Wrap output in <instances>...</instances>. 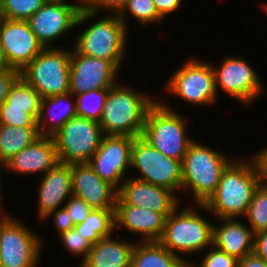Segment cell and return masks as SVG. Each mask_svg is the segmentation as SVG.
<instances>
[{"instance_id": "6da1fadb", "label": "cell", "mask_w": 267, "mask_h": 267, "mask_svg": "<svg viewBox=\"0 0 267 267\" xmlns=\"http://www.w3.org/2000/svg\"><path fill=\"white\" fill-rule=\"evenodd\" d=\"M85 23L89 26L87 25V28L81 30V34L75 37L73 47L81 54L106 59L119 70L122 69L121 66L127 57V48L130 44L128 42L130 30L124 22L118 15H103L84 5L79 12L75 28Z\"/></svg>"}, {"instance_id": "7a4b0ae2", "label": "cell", "mask_w": 267, "mask_h": 267, "mask_svg": "<svg viewBox=\"0 0 267 267\" xmlns=\"http://www.w3.org/2000/svg\"><path fill=\"white\" fill-rule=\"evenodd\" d=\"M260 185L253 160L235 157L222 171L216 191L201 204L204 214L213 218H240L246 214L255 190Z\"/></svg>"}, {"instance_id": "3957f363", "label": "cell", "mask_w": 267, "mask_h": 267, "mask_svg": "<svg viewBox=\"0 0 267 267\" xmlns=\"http://www.w3.org/2000/svg\"><path fill=\"white\" fill-rule=\"evenodd\" d=\"M157 98L118 82L109 88L99 122L103 135L141 136L148 109Z\"/></svg>"}, {"instance_id": "277c9868", "label": "cell", "mask_w": 267, "mask_h": 267, "mask_svg": "<svg viewBox=\"0 0 267 267\" xmlns=\"http://www.w3.org/2000/svg\"><path fill=\"white\" fill-rule=\"evenodd\" d=\"M192 204L179 205L166 218L164 231L159 239L164 247L186 263H191L185 258L186 255H196L213 245L214 223L199 213L201 204Z\"/></svg>"}, {"instance_id": "5b68a950", "label": "cell", "mask_w": 267, "mask_h": 267, "mask_svg": "<svg viewBox=\"0 0 267 267\" xmlns=\"http://www.w3.org/2000/svg\"><path fill=\"white\" fill-rule=\"evenodd\" d=\"M233 159L194 140L182 160V191L192 192L194 204H204L216 191L222 171Z\"/></svg>"}, {"instance_id": "8992f818", "label": "cell", "mask_w": 267, "mask_h": 267, "mask_svg": "<svg viewBox=\"0 0 267 267\" xmlns=\"http://www.w3.org/2000/svg\"><path fill=\"white\" fill-rule=\"evenodd\" d=\"M163 99L148 109L142 137L169 158L182 161L195 140L188 134V120Z\"/></svg>"}, {"instance_id": "52a82bcc", "label": "cell", "mask_w": 267, "mask_h": 267, "mask_svg": "<svg viewBox=\"0 0 267 267\" xmlns=\"http://www.w3.org/2000/svg\"><path fill=\"white\" fill-rule=\"evenodd\" d=\"M0 207V267H38L44 239Z\"/></svg>"}, {"instance_id": "ba28073f", "label": "cell", "mask_w": 267, "mask_h": 267, "mask_svg": "<svg viewBox=\"0 0 267 267\" xmlns=\"http://www.w3.org/2000/svg\"><path fill=\"white\" fill-rule=\"evenodd\" d=\"M71 49L44 48L20 76L43 98L69 93Z\"/></svg>"}, {"instance_id": "9c48e42d", "label": "cell", "mask_w": 267, "mask_h": 267, "mask_svg": "<svg viewBox=\"0 0 267 267\" xmlns=\"http://www.w3.org/2000/svg\"><path fill=\"white\" fill-rule=\"evenodd\" d=\"M172 73L164 88L168 96L171 94L194 106H211L218 101L214 71L208 60L190 56Z\"/></svg>"}, {"instance_id": "30bf717a", "label": "cell", "mask_w": 267, "mask_h": 267, "mask_svg": "<svg viewBox=\"0 0 267 267\" xmlns=\"http://www.w3.org/2000/svg\"><path fill=\"white\" fill-rule=\"evenodd\" d=\"M214 71L216 94L219 91L233 97L244 105H252L264 94V83L256 68L240 55H227L222 58L221 65L210 62ZM253 66V67H252ZM260 76V77H259Z\"/></svg>"}, {"instance_id": "8fae6325", "label": "cell", "mask_w": 267, "mask_h": 267, "mask_svg": "<svg viewBox=\"0 0 267 267\" xmlns=\"http://www.w3.org/2000/svg\"><path fill=\"white\" fill-rule=\"evenodd\" d=\"M130 169L140 173L136 179L167 188L177 196L183 193L182 161L162 154L142 136L134 137Z\"/></svg>"}, {"instance_id": "7c38bea8", "label": "cell", "mask_w": 267, "mask_h": 267, "mask_svg": "<svg viewBox=\"0 0 267 267\" xmlns=\"http://www.w3.org/2000/svg\"><path fill=\"white\" fill-rule=\"evenodd\" d=\"M103 136L98 122L81 116L71 118L52 136L59 162L68 165L88 163Z\"/></svg>"}, {"instance_id": "4fadbf2b", "label": "cell", "mask_w": 267, "mask_h": 267, "mask_svg": "<svg viewBox=\"0 0 267 267\" xmlns=\"http://www.w3.org/2000/svg\"><path fill=\"white\" fill-rule=\"evenodd\" d=\"M47 0L27 21L31 31L44 48L59 47L56 41L76 29L82 1ZM72 3V4H71ZM72 30V31H71ZM55 42V43H53ZM55 44V45H53Z\"/></svg>"}, {"instance_id": "5bb4252c", "label": "cell", "mask_w": 267, "mask_h": 267, "mask_svg": "<svg viewBox=\"0 0 267 267\" xmlns=\"http://www.w3.org/2000/svg\"><path fill=\"white\" fill-rule=\"evenodd\" d=\"M133 141L131 136L104 135L88 162L94 172L116 190L128 177Z\"/></svg>"}, {"instance_id": "9a60e30c", "label": "cell", "mask_w": 267, "mask_h": 267, "mask_svg": "<svg viewBox=\"0 0 267 267\" xmlns=\"http://www.w3.org/2000/svg\"><path fill=\"white\" fill-rule=\"evenodd\" d=\"M119 71L111 61L81 54L72 46L69 92L75 96L91 90L109 89L118 83Z\"/></svg>"}, {"instance_id": "2e32d148", "label": "cell", "mask_w": 267, "mask_h": 267, "mask_svg": "<svg viewBox=\"0 0 267 267\" xmlns=\"http://www.w3.org/2000/svg\"><path fill=\"white\" fill-rule=\"evenodd\" d=\"M0 42L8 68L21 72L43 49L28 21L3 19Z\"/></svg>"}, {"instance_id": "e0dca14e", "label": "cell", "mask_w": 267, "mask_h": 267, "mask_svg": "<svg viewBox=\"0 0 267 267\" xmlns=\"http://www.w3.org/2000/svg\"><path fill=\"white\" fill-rule=\"evenodd\" d=\"M173 191L150 184L146 181L127 177L117 190L115 203H126L132 206L163 213L168 217L179 205L181 197Z\"/></svg>"}, {"instance_id": "ac0fdd59", "label": "cell", "mask_w": 267, "mask_h": 267, "mask_svg": "<svg viewBox=\"0 0 267 267\" xmlns=\"http://www.w3.org/2000/svg\"><path fill=\"white\" fill-rule=\"evenodd\" d=\"M72 194L92 209H115L117 190L101 179L89 163L71 165Z\"/></svg>"}, {"instance_id": "d6986e66", "label": "cell", "mask_w": 267, "mask_h": 267, "mask_svg": "<svg viewBox=\"0 0 267 267\" xmlns=\"http://www.w3.org/2000/svg\"><path fill=\"white\" fill-rule=\"evenodd\" d=\"M37 221L49 213L64 207L72 194L71 165L57 163L52 169L40 176L38 183Z\"/></svg>"}, {"instance_id": "ffe728a7", "label": "cell", "mask_w": 267, "mask_h": 267, "mask_svg": "<svg viewBox=\"0 0 267 267\" xmlns=\"http://www.w3.org/2000/svg\"><path fill=\"white\" fill-rule=\"evenodd\" d=\"M166 218L163 213L126 203H115V231L123 228L130 232L129 234L140 235V240L136 239V241H159L164 231Z\"/></svg>"}, {"instance_id": "44dd1931", "label": "cell", "mask_w": 267, "mask_h": 267, "mask_svg": "<svg viewBox=\"0 0 267 267\" xmlns=\"http://www.w3.org/2000/svg\"><path fill=\"white\" fill-rule=\"evenodd\" d=\"M59 163L52 137L40 136L4 164L5 172L17 175L45 174ZM28 174V175H27Z\"/></svg>"}, {"instance_id": "7402d4cb", "label": "cell", "mask_w": 267, "mask_h": 267, "mask_svg": "<svg viewBox=\"0 0 267 267\" xmlns=\"http://www.w3.org/2000/svg\"><path fill=\"white\" fill-rule=\"evenodd\" d=\"M213 225V245L238 260L253 253L255 233L239 218H217Z\"/></svg>"}, {"instance_id": "603a6c76", "label": "cell", "mask_w": 267, "mask_h": 267, "mask_svg": "<svg viewBox=\"0 0 267 267\" xmlns=\"http://www.w3.org/2000/svg\"><path fill=\"white\" fill-rule=\"evenodd\" d=\"M134 241L115 239L114 235L94 243L78 267H131Z\"/></svg>"}, {"instance_id": "cb8c5ba5", "label": "cell", "mask_w": 267, "mask_h": 267, "mask_svg": "<svg viewBox=\"0 0 267 267\" xmlns=\"http://www.w3.org/2000/svg\"><path fill=\"white\" fill-rule=\"evenodd\" d=\"M69 93L43 98L37 118L40 136H54L71 118L77 116L75 96Z\"/></svg>"}, {"instance_id": "d4e9b609", "label": "cell", "mask_w": 267, "mask_h": 267, "mask_svg": "<svg viewBox=\"0 0 267 267\" xmlns=\"http://www.w3.org/2000/svg\"><path fill=\"white\" fill-rule=\"evenodd\" d=\"M185 264L159 241H136L134 244L131 267H183Z\"/></svg>"}, {"instance_id": "484cf974", "label": "cell", "mask_w": 267, "mask_h": 267, "mask_svg": "<svg viewBox=\"0 0 267 267\" xmlns=\"http://www.w3.org/2000/svg\"><path fill=\"white\" fill-rule=\"evenodd\" d=\"M39 137L38 127H14L0 124V161L5 164Z\"/></svg>"}, {"instance_id": "4316f807", "label": "cell", "mask_w": 267, "mask_h": 267, "mask_svg": "<svg viewBox=\"0 0 267 267\" xmlns=\"http://www.w3.org/2000/svg\"><path fill=\"white\" fill-rule=\"evenodd\" d=\"M74 228L91 245L104 237L115 235L114 209H92L88 217Z\"/></svg>"}, {"instance_id": "83f0119b", "label": "cell", "mask_w": 267, "mask_h": 267, "mask_svg": "<svg viewBox=\"0 0 267 267\" xmlns=\"http://www.w3.org/2000/svg\"><path fill=\"white\" fill-rule=\"evenodd\" d=\"M133 17L144 27L154 24H161L165 21L157 12L153 0H128L118 17L124 22L129 30V18ZM128 20V21H127Z\"/></svg>"}, {"instance_id": "f1b7e54d", "label": "cell", "mask_w": 267, "mask_h": 267, "mask_svg": "<svg viewBox=\"0 0 267 267\" xmlns=\"http://www.w3.org/2000/svg\"><path fill=\"white\" fill-rule=\"evenodd\" d=\"M109 89H97L75 95L77 116L100 122Z\"/></svg>"}, {"instance_id": "f546056e", "label": "cell", "mask_w": 267, "mask_h": 267, "mask_svg": "<svg viewBox=\"0 0 267 267\" xmlns=\"http://www.w3.org/2000/svg\"><path fill=\"white\" fill-rule=\"evenodd\" d=\"M254 233L267 230V187L259 185L243 216Z\"/></svg>"}, {"instance_id": "4dcf8cb0", "label": "cell", "mask_w": 267, "mask_h": 267, "mask_svg": "<svg viewBox=\"0 0 267 267\" xmlns=\"http://www.w3.org/2000/svg\"><path fill=\"white\" fill-rule=\"evenodd\" d=\"M40 108L10 107L7 101L0 105V124L14 127H38Z\"/></svg>"}, {"instance_id": "1f68e13d", "label": "cell", "mask_w": 267, "mask_h": 267, "mask_svg": "<svg viewBox=\"0 0 267 267\" xmlns=\"http://www.w3.org/2000/svg\"><path fill=\"white\" fill-rule=\"evenodd\" d=\"M42 97L21 76L11 86L6 101L10 107L40 108Z\"/></svg>"}, {"instance_id": "d6a6232c", "label": "cell", "mask_w": 267, "mask_h": 267, "mask_svg": "<svg viewBox=\"0 0 267 267\" xmlns=\"http://www.w3.org/2000/svg\"><path fill=\"white\" fill-rule=\"evenodd\" d=\"M47 0H2L3 14L9 20L27 21Z\"/></svg>"}, {"instance_id": "836d02e7", "label": "cell", "mask_w": 267, "mask_h": 267, "mask_svg": "<svg viewBox=\"0 0 267 267\" xmlns=\"http://www.w3.org/2000/svg\"><path fill=\"white\" fill-rule=\"evenodd\" d=\"M58 237L65 251L71 256L82 257L80 263L86 258L92 246L75 228L60 234Z\"/></svg>"}, {"instance_id": "e575fe53", "label": "cell", "mask_w": 267, "mask_h": 267, "mask_svg": "<svg viewBox=\"0 0 267 267\" xmlns=\"http://www.w3.org/2000/svg\"><path fill=\"white\" fill-rule=\"evenodd\" d=\"M208 249V251H207ZM198 264L191 262L193 267H238V259L217 249L214 245L208 247Z\"/></svg>"}, {"instance_id": "d590c367", "label": "cell", "mask_w": 267, "mask_h": 267, "mask_svg": "<svg viewBox=\"0 0 267 267\" xmlns=\"http://www.w3.org/2000/svg\"><path fill=\"white\" fill-rule=\"evenodd\" d=\"M64 207L67 209L74 225L82 223L92 210L85 201L73 195L67 200Z\"/></svg>"}, {"instance_id": "8d00e7d4", "label": "cell", "mask_w": 267, "mask_h": 267, "mask_svg": "<svg viewBox=\"0 0 267 267\" xmlns=\"http://www.w3.org/2000/svg\"><path fill=\"white\" fill-rule=\"evenodd\" d=\"M127 1L128 0H86L84 5L98 13L103 12V14L118 15L127 4Z\"/></svg>"}, {"instance_id": "74e56055", "label": "cell", "mask_w": 267, "mask_h": 267, "mask_svg": "<svg viewBox=\"0 0 267 267\" xmlns=\"http://www.w3.org/2000/svg\"><path fill=\"white\" fill-rule=\"evenodd\" d=\"M50 218L53 221L55 229L59 235L67 232L75 226L65 207H60L57 210L49 213L46 217H44L42 222L50 220Z\"/></svg>"}, {"instance_id": "f35d334b", "label": "cell", "mask_w": 267, "mask_h": 267, "mask_svg": "<svg viewBox=\"0 0 267 267\" xmlns=\"http://www.w3.org/2000/svg\"><path fill=\"white\" fill-rule=\"evenodd\" d=\"M20 77V72L12 68L0 70V105L6 101L11 86Z\"/></svg>"}, {"instance_id": "ab89813d", "label": "cell", "mask_w": 267, "mask_h": 267, "mask_svg": "<svg viewBox=\"0 0 267 267\" xmlns=\"http://www.w3.org/2000/svg\"><path fill=\"white\" fill-rule=\"evenodd\" d=\"M256 167L260 184L267 187V146L250 156Z\"/></svg>"}, {"instance_id": "60d3db41", "label": "cell", "mask_w": 267, "mask_h": 267, "mask_svg": "<svg viewBox=\"0 0 267 267\" xmlns=\"http://www.w3.org/2000/svg\"><path fill=\"white\" fill-rule=\"evenodd\" d=\"M158 14L165 20L166 16L174 14L183 5V0H153Z\"/></svg>"}, {"instance_id": "b9f144b4", "label": "cell", "mask_w": 267, "mask_h": 267, "mask_svg": "<svg viewBox=\"0 0 267 267\" xmlns=\"http://www.w3.org/2000/svg\"><path fill=\"white\" fill-rule=\"evenodd\" d=\"M253 253L267 262V230L255 233Z\"/></svg>"}, {"instance_id": "7bdbcfd3", "label": "cell", "mask_w": 267, "mask_h": 267, "mask_svg": "<svg viewBox=\"0 0 267 267\" xmlns=\"http://www.w3.org/2000/svg\"><path fill=\"white\" fill-rule=\"evenodd\" d=\"M238 267H267V262L252 253L239 259Z\"/></svg>"}, {"instance_id": "ee69618b", "label": "cell", "mask_w": 267, "mask_h": 267, "mask_svg": "<svg viewBox=\"0 0 267 267\" xmlns=\"http://www.w3.org/2000/svg\"><path fill=\"white\" fill-rule=\"evenodd\" d=\"M5 68H8V64L6 62V57L3 52L2 44L0 42V70L5 69Z\"/></svg>"}, {"instance_id": "f6af8a7d", "label": "cell", "mask_w": 267, "mask_h": 267, "mask_svg": "<svg viewBox=\"0 0 267 267\" xmlns=\"http://www.w3.org/2000/svg\"><path fill=\"white\" fill-rule=\"evenodd\" d=\"M0 169L4 170V164L1 161H0ZM1 173H3V171H0V207L3 208V205H2L3 204V201H2L3 200V198H2L3 197L2 183L3 182H2V178H1L2 177Z\"/></svg>"}, {"instance_id": "bcb514c9", "label": "cell", "mask_w": 267, "mask_h": 267, "mask_svg": "<svg viewBox=\"0 0 267 267\" xmlns=\"http://www.w3.org/2000/svg\"><path fill=\"white\" fill-rule=\"evenodd\" d=\"M5 19L4 14H3V5H2V0H0V22Z\"/></svg>"}, {"instance_id": "7dc6e473", "label": "cell", "mask_w": 267, "mask_h": 267, "mask_svg": "<svg viewBox=\"0 0 267 267\" xmlns=\"http://www.w3.org/2000/svg\"><path fill=\"white\" fill-rule=\"evenodd\" d=\"M183 267H193L191 263H186Z\"/></svg>"}, {"instance_id": "c3c4849f", "label": "cell", "mask_w": 267, "mask_h": 267, "mask_svg": "<svg viewBox=\"0 0 267 267\" xmlns=\"http://www.w3.org/2000/svg\"><path fill=\"white\" fill-rule=\"evenodd\" d=\"M260 7H267V2L262 3Z\"/></svg>"}, {"instance_id": "681fc988", "label": "cell", "mask_w": 267, "mask_h": 267, "mask_svg": "<svg viewBox=\"0 0 267 267\" xmlns=\"http://www.w3.org/2000/svg\"><path fill=\"white\" fill-rule=\"evenodd\" d=\"M261 8H262L261 10L262 11L264 10L263 12H265L267 14V7H261Z\"/></svg>"}]
</instances>
